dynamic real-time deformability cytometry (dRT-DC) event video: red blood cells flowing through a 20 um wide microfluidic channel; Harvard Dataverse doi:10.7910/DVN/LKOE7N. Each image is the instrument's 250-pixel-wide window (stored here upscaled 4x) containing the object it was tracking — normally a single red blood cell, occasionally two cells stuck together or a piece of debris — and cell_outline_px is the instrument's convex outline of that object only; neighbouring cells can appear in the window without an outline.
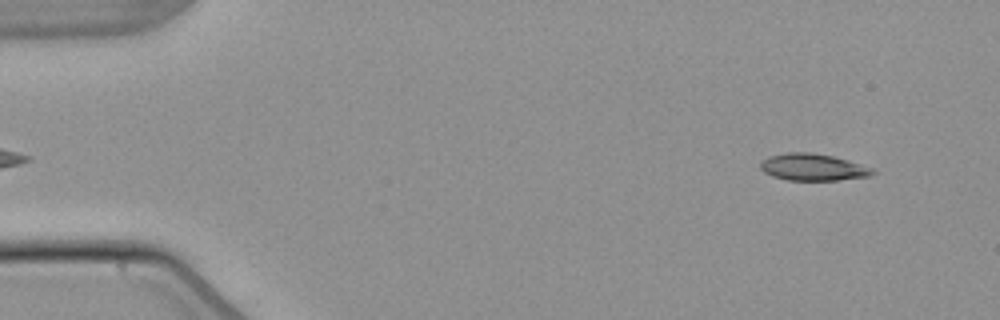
{"species": "common noctule bat (a hibernating species)", "species_latin": "Nyctalus noctula", "temperature_condition": "warm", "stored_images_in_passage": 53, "camera_frame_rate_fps": 3000, "um_per_image_px": 0.085, "animal": {"sex": "male", "body_mass_g": 21.5, "forearm_length_mm": 52.0}, "frame": {"image": 1, "passage_image": 4, "time_ms": 1.0, "image_size_px": [1000, 320], "cell_outline_px": [[876, 172], [868, 176], [836, 180], [788, 180], [772, 176], [764, 172], [760, 168], [760, 164], [768, 156], [788, 152], [808, 152], [832, 156], [848, 160], [872, 168]], "centroid_in_image_um": [69.07, 14.21], "position_along_channel_um": 15.9, "area_um2": 17.4}}
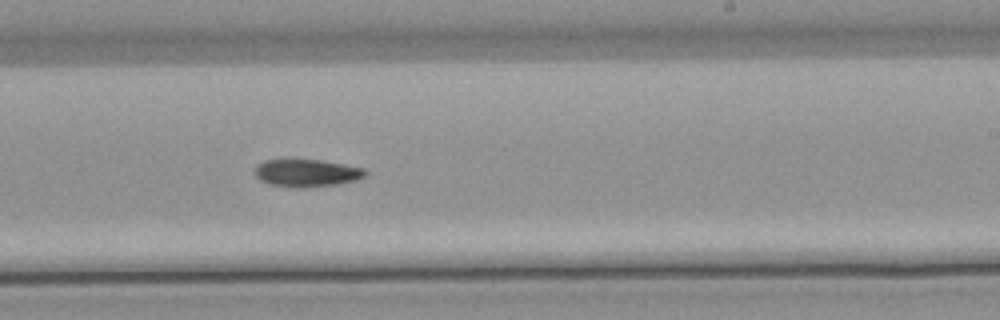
{"frame": {"image": 2, "passage_image": 32, "time_ms": 10.333, "image_size_px": [1000, 320], "cell_outline_px": [[368, 172], [364, 176], [356, 180], [336, 184], [300, 188], [272, 184], [260, 180], [256, 176], [256, 168], [264, 160], [320, 160], [364, 168]], "centroid_in_image_um": [26.1, 14.7], "position_along_channel_um": 262.9, "area_um2": 17.28}}
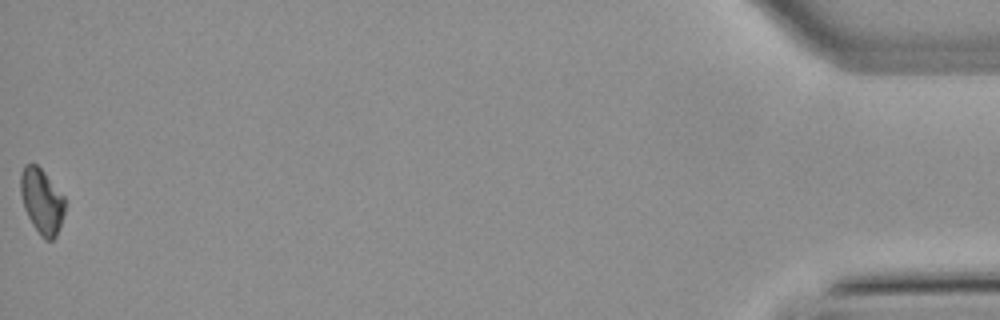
{"frame": {"image": 3, "passage_image": 53, "time_ms": 17.333, "image_size_px": [1000, 320], "cell_outline_px": [[64, 212], [56, 236], [52, 240], [44, 240], [40, 236], [32, 224], [24, 208], [20, 192], [20, 172], [24, 164], [36, 164], [44, 172], [64, 196]], "centroid_in_image_um": [3.52, 17.09], "position_along_channel_um": 431.7, "area_um2": 16.76}}